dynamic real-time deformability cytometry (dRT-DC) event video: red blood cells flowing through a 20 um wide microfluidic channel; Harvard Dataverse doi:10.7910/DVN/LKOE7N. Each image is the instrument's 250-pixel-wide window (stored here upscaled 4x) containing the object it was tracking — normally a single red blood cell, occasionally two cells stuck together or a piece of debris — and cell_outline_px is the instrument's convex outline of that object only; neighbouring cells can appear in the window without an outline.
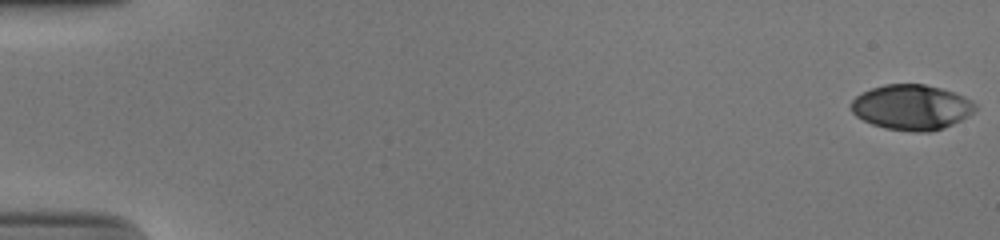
{"species": "human", "species_latin": "Homo sapiens", "temperature_condition": "cold", "stored_images_in_passage": 54, "camera_frame_rate_fps": 3000, "um_per_image_px": 0.085, "donor": {"sex": "male"}, "frame": {"image": 1, "passage_image": 1, "time_ms": 0.0, "image_size_px": [1000, 240], "cell_outline_px": [[976, 108], [968, 116], [944, 128], [932, 132], [916, 132], [884, 128], [872, 124], [856, 116], [852, 112], [852, 100], [860, 92], [884, 84], [924, 84], [940, 88], [964, 96], [972, 100], [976, 104]], "centroid_in_image_um": [77.48, 9.12], "position_along_channel_um": 7.5, "area_um2": 32.71}}
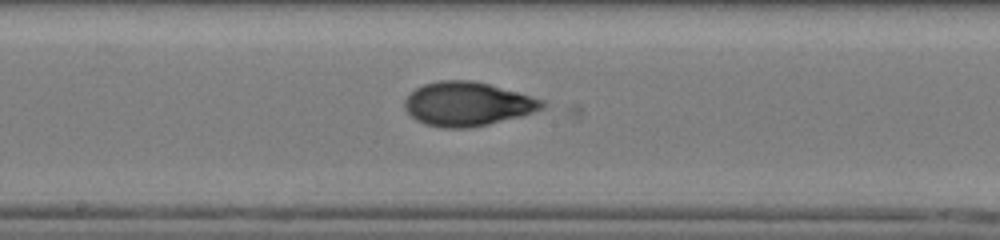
{"frame": {"image": 2, "passage_image": 30, "time_ms": 9.667, "image_size_px": [1000, 240], "cell_outline_px": [[548, 104], [544, 108], [520, 116], [488, 124], [468, 128], [444, 128], [424, 124], [416, 120], [404, 108], [404, 100], [416, 88], [424, 84], [440, 80], [472, 80], [488, 84], [544, 100]], "centroid_in_image_um": [39.72, 8.84], "position_along_channel_um": 208.5, "area_um2": 35.03}}
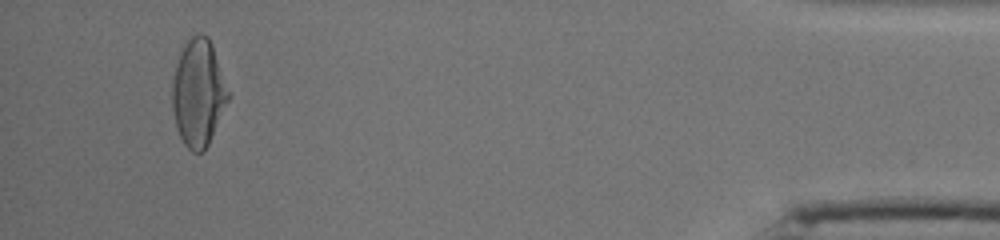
{"frame": {"image": 3, "passage_image": 51, "time_ms": 16.667, "image_size_px": [1000, 240], "cell_outline_px": [[232, 96], [204, 152], [192, 152], [184, 144], [180, 136], [176, 124], [172, 108], [172, 80], [176, 64], [188, 40], [192, 36], [200, 32], [208, 36], [212, 44]], "centroid_in_image_um": [16.89, 7.91], "position_along_channel_um": 418.3, "area_um2": 35.08}, "authors_computed_cell_mechanics": {"area_um2": 33.813, "velocity_mm_per_s": 3.9169, "shape_relaxation_time_tau1_ms": 4.6656, "shape_relaxation_time_tau2_ms": 0.9455, "deformation_change_tau1": 0.2209, "deformation_change_tau2": 0.0493}}